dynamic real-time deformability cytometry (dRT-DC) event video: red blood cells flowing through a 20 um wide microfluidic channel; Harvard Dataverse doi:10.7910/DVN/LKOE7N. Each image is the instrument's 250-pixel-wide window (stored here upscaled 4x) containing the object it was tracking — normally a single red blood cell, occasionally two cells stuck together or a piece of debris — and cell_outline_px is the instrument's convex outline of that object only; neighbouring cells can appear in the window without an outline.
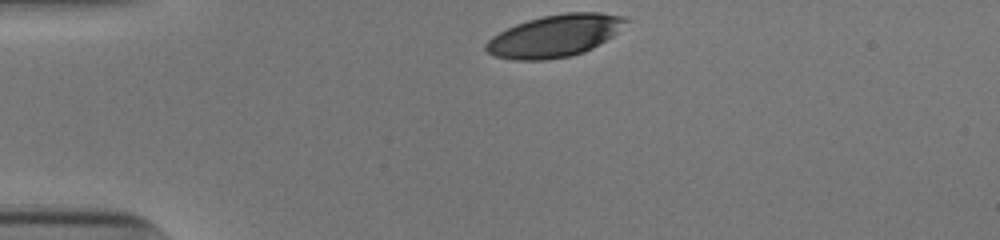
{"species": "human", "species_latin": "Homo sapiens", "temperature_condition": "cold", "stored_images_in_passage": 32, "camera_frame_rate_fps": 3000, "um_per_image_px": 0.085, "donor": {"sex": "male"}, "frame": {"image": 1, "passage_image": 1, "time_ms": 0.0, "image_size_px": [1000, 240], "cell_outline_px": [[628, 20], [612, 36], [592, 48], [584, 52], [568, 56], [544, 60], [512, 60], [496, 56], [488, 52], [484, 48], [484, 44], [492, 36], [516, 24], [540, 16], [568, 12], [600, 12], [624, 16]], "centroid_in_image_um": [47.13, 3.04], "position_along_channel_um": 37.9, "area_um2": 34.1}}
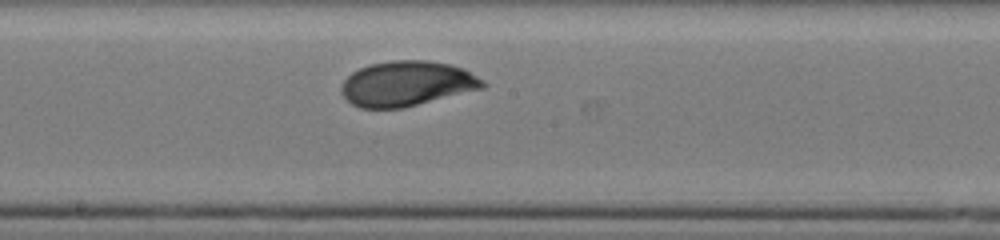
{"frame": {"image": 2, "passage_image": 18, "time_ms": 5.667, "image_size_px": [1000, 240], "cell_outline_px": [[488, 84], [484, 88], [404, 108], [360, 108], [352, 104], [340, 92], [340, 88], [344, 80], [352, 72], [360, 68], [372, 64], [392, 60], [428, 60], [452, 64], [464, 68], [484, 80]], "centroid_in_image_um": [34.62, 7.11], "position_along_channel_um": 213.6, "area_um2": 37.4}}
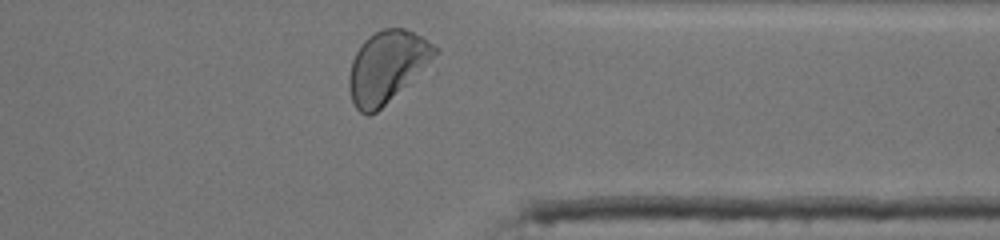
{"frame": {"image": 3, "passage_image": 31, "time_ms": 10.0, "image_size_px": [1000, 240], "cell_outline_px": [[440, 48], [376, 112], [368, 116], [360, 112], [356, 108], [352, 100], [348, 88], [348, 76], [352, 60], [360, 44], [368, 36], [384, 28], [404, 28], [420, 36]], "centroid_in_image_um": [32.78, 5.64], "position_along_channel_um": 378.6, "area_um2": 34.28}, "authors_computed_cell_mechanics": {"area_um2": 36.0094, "velocity_mm_per_s": 3.8927, "shape_relaxation_time_tau1_ms": 3.0664, "shape_relaxation_time_tau2_ms": 1.11, "deformation_change_tau1": 0.1363, "deformation_change_tau2": 0.0493}}